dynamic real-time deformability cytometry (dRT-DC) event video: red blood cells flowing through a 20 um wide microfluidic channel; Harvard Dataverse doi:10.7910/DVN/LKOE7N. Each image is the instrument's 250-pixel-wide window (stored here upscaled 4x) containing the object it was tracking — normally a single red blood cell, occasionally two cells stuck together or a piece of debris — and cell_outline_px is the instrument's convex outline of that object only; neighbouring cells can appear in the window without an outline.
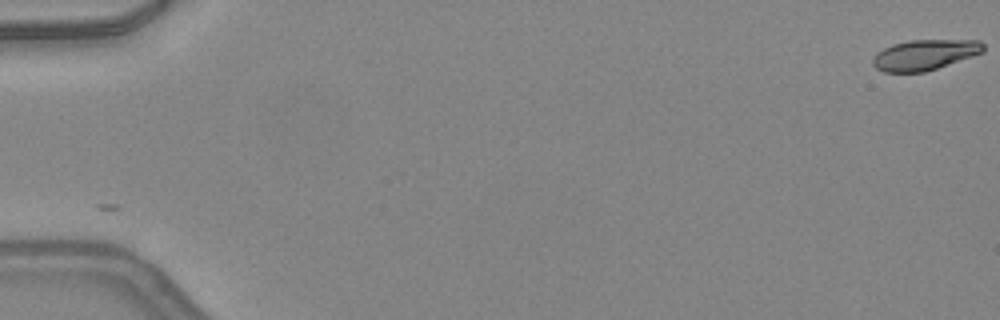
{"species": "common noctule bat (a hibernating species)", "species_latin": "Nyctalus noctula", "temperature_condition": "warm", "stored_images_in_passage": 8, "camera_frame_rate_fps": 3000, "um_per_image_px": 0.085, "animal": {"sex": "female", "body_mass_g": 24.6, "forearm_length_mm": 56.2}, "frame": {"image": 1, "passage_image": 1, "time_ms": 0.0, "image_size_px": [1000, 320], "cell_outline_px": [[984, 52], [924, 72], [884, 72], [876, 68], [872, 64], [872, 60], [876, 52], [892, 44], [908, 40], [980, 40], [984, 44]], "centroid_in_image_um": [78.58, 4.65], "position_along_channel_um": 6.4, "area_um2": 19.59}}